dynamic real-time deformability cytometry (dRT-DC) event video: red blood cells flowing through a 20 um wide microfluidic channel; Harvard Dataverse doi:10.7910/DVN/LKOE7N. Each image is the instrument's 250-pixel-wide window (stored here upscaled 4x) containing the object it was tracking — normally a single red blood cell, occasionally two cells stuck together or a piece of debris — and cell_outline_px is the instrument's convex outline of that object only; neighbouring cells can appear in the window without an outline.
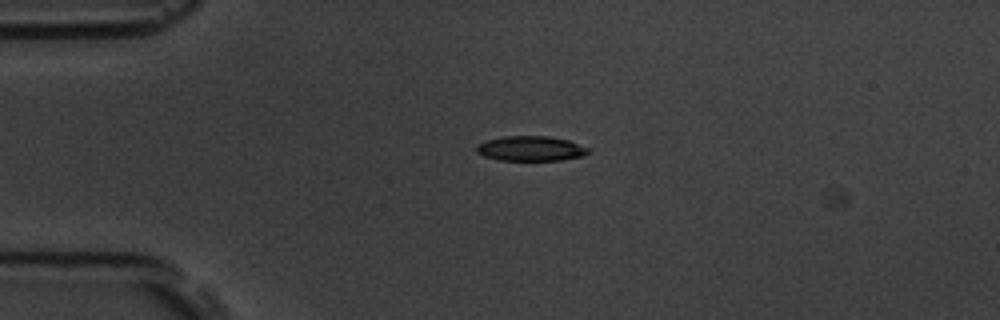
{"species": "common noctule bat (a hibernating species)", "species_latin": "Nyctalus noctula", "temperature_condition": "room temperature", "stored_images_in_passage": 7, "camera_frame_rate_fps": 3000, "um_per_image_px": 0.085, "animal": {"sex": "male", "body_mass_g": 19.5, "forearm_length_mm": 54.6}, "frame": {"image": 1, "passage_image": 6, "time_ms": 1.667, "image_size_px": [1000, 320], "cell_outline_px": [[592, 148], [588, 152], [580, 156], [560, 160], [500, 160], [484, 156], [476, 152], [476, 144], [484, 140], [504, 136], [548, 136], [568, 140]], "centroid_in_image_um": [45.08, 12.61], "position_along_channel_um": 39.9, "area_um2": 16.3}}